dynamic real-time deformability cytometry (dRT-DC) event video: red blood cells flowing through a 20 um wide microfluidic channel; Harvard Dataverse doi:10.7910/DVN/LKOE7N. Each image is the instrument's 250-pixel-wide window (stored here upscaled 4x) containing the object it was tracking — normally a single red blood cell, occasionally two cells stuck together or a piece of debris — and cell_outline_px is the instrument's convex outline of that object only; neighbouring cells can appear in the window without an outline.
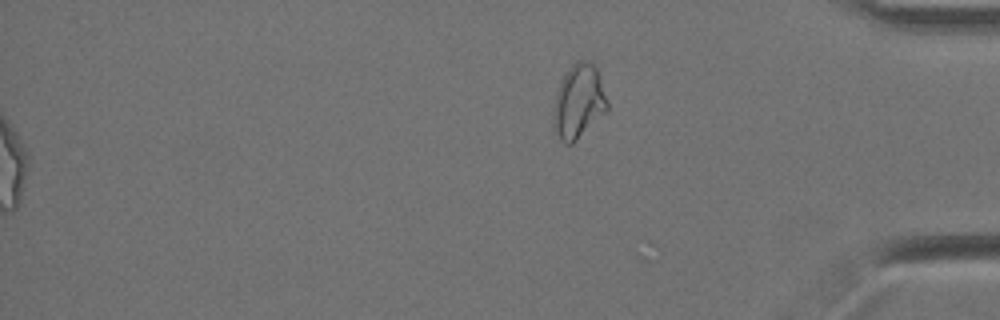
{"species": "Egyptian fruit bat (a non-hibernating species)", "species_latin": "Rousettus aegyptiacus", "temperature_condition": "cold", "stored_images_in_passage": 47, "camera_frame_rate_fps": 3000, "um_per_image_px": 0.085, "animal": {"sex": "female"}, "frame": {"image": 1, "passage_image": 47, "time_ms": 15.333, "image_size_px": [1000, 320], "cell_outline_px": [[608, 108], [572, 144], [564, 144], [552, 132], [552, 116], [556, 92], [564, 76], [572, 64], [576, 60], [588, 60], [596, 68], [608, 100]], "centroid_in_image_um": [49.14, 8.66], "position_along_channel_um": 386.1, "area_um2": 23.18}, "authors_computed_cell_mechanics": {"area_um2": 23.5246, "velocity_mm_per_s": 3.4486, "shape_relaxation_time_tau1_ms": null, "shape_relaxation_time_tau2_ms": 0.9409, "deformation_change_tau1": null, "deformation_change_tau2": 0.0766}}